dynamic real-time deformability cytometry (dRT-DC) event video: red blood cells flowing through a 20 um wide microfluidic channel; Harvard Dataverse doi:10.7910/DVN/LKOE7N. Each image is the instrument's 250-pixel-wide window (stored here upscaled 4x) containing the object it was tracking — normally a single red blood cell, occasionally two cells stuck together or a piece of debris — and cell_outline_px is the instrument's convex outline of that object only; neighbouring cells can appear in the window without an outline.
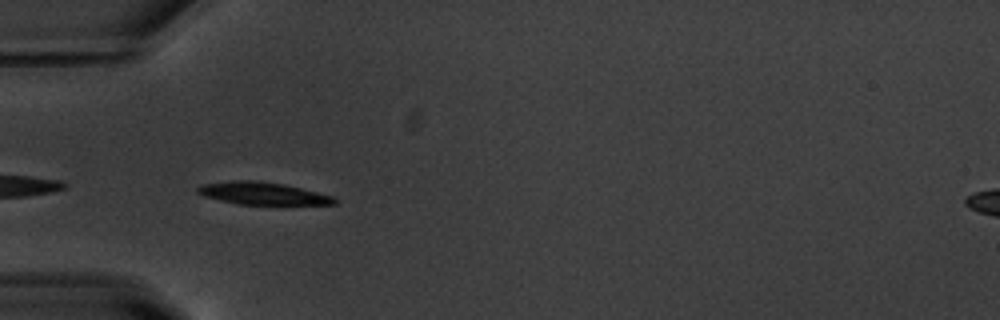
{"species": "common noctule bat (a hibernating species)", "species_latin": "Nyctalus noctula", "temperature_condition": "warm", "stored_images_in_passage": 5, "camera_frame_rate_fps": 3000, "um_per_image_px": 0.085, "animal": {"sex": "male", "body_mass_g": 20.1, "forearm_length_mm": 53.5}, "frame": {"image": 1, "passage_image": 2, "time_ms": 0.333, "image_size_px": [1000, 320], "cell_outline_px": [[336, 204], [240, 204], [220, 200], [204, 196], [196, 192], [196, 188], [200, 184], [232, 180], [252, 180], [284, 184], [336, 196]], "centroid_in_image_um": [22.31, 16.43], "position_along_channel_um": 62.7, "area_um2": 17.86}}